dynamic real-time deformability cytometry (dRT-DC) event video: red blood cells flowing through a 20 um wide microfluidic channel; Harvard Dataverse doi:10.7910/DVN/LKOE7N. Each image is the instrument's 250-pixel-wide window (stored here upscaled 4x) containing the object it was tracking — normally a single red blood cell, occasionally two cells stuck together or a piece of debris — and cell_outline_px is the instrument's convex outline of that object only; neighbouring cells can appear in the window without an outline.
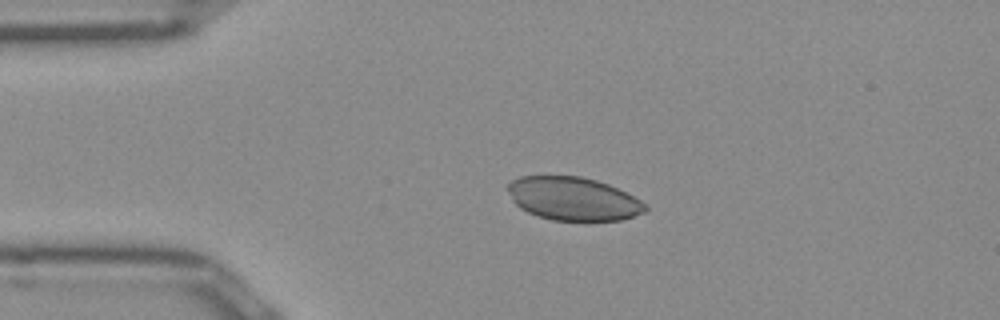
{"species": "Egyptian fruit bat (a non-hibernating species)", "species_latin": "Rousettus aegyptiacus", "temperature_condition": "room temperature", "stored_images_in_passage": 41, "camera_frame_rate_fps": 3000, "um_per_image_px": 0.085, "frame": {"image": 1, "passage_image": 1, "time_ms": 0.0, "image_size_px": [1000, 320], "cell_outline_px": [[648, 208], [644, 212], [620, 220], [552, 220], [536, 216], [520, 208], [512, 200], [508, 192], [508, 184], [512, 180], [520, 176], [580, 176], [596, 180], [608, 184], [640, 200]], "centroid_in_image_um": [48.68, 16.89], "position_along_channel_um": 36.3, "area_um2": 34.39}}
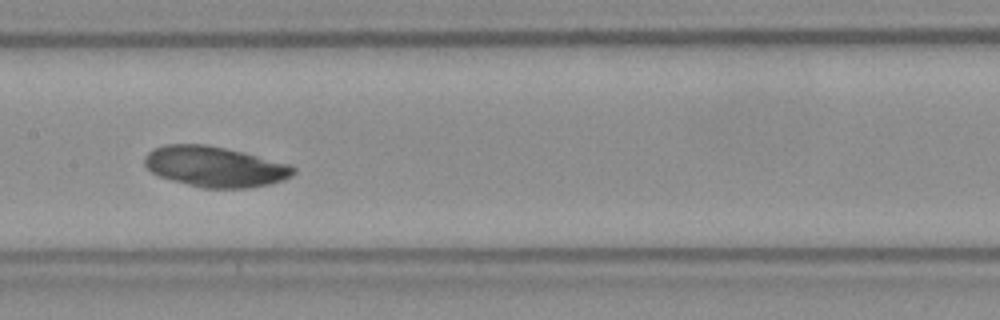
{"frame": {"image": 2, "passage_image": 15, "time_ms": 4.667, "image_size_px": [1000, 320], "cell_outline_px": [[296, 172], [292, 176], [284, 180], [272, 184], [248, 188], [204, 188], [172, 180], [160, 176], [152, 172], [144, 164], [144, 156], [152, 148], [164, 144], [204, 144], [224, 148], [292, 164], [296, 168]], "centroid_in_image_um": [18.29, 14.16], "position_along_channel_um": 189.1, "area_um2": 35.26}}
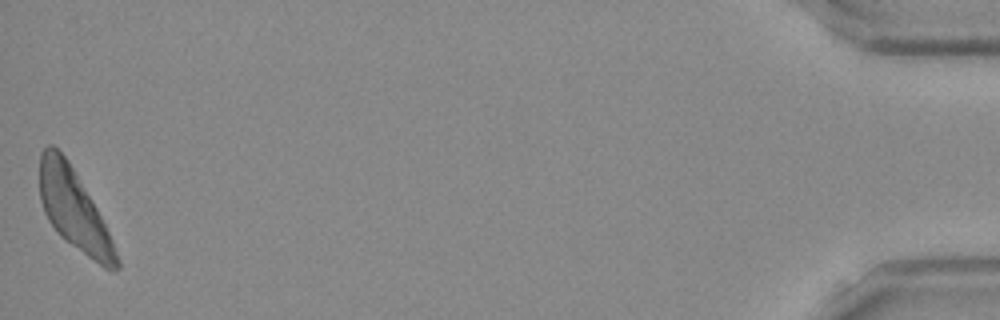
{"frame": {"image": 3, "passage_image": 41, "time_ms": 13.333, "image_size_px": [1000, 320], "cell_outline_px": [[120, 268], [116, 272], [104, 268], [64, 240], [60, 236], [48, 220], [44, 212], [40, 200], [40, 152], [48, 144], [52, 144], [68, 160], [96, 208], [112, 240], [120, 260]], "centroid_in_image_um": [6.28, 17.86], "position_along_channel_um": 428.9, "area_um2": 35.6}}